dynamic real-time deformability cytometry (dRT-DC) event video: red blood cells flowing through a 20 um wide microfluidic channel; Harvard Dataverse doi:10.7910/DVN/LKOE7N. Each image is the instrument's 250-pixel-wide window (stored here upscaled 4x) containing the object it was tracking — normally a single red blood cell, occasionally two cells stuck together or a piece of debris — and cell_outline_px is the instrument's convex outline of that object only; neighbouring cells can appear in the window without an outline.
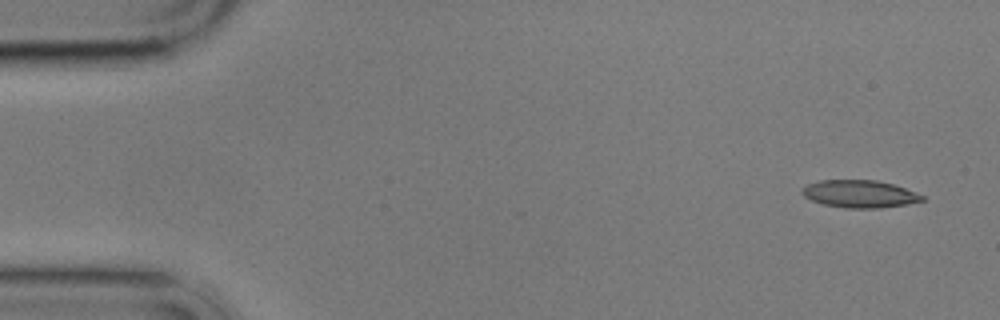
{"species": "common noctule bat (a hibernating species)", "species_latin": "Nyctalus noctula", "temperature_condition": "cold", "stored_images_in_passage": 8, "camera_frame_rate_fps": 3000, "um_per_image_px": 0.085, "animal": {"sex": "male", "body_mass_g": 17.9}, "frame": {"image": 1, "passage_image": 1, "time_ms": 0.0, "image_size_px": [1000, 320], "cell_outline_px": [[924, 200], [908, 204], [880, 208], [844, 208], [824, 204], [812, 200], [804, 196], [800, 192], [800, 188], [808, 184], [820, 180], [876, 180], [892, 184], [904, 188], [924, 196]], "centroid_in_image_um": [73.04, 16.48], "position_along_channel_um": 12.0, "area_um2": 19.19}}
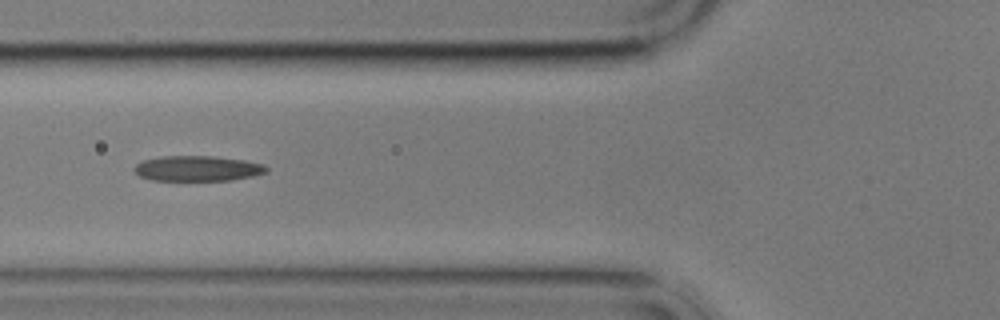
{"frame": {"image": 2, "passage_image": 6, "time_ms": 6.0, "image_size_px": [1000, 320], "cell_outline_px": [[268, 172], [252, 176], [232, 180], [152, 180], [140, 176], [132, 168], [136, 164], [144, 160], [160, 156], [212, 156], [244, 160], [264, 164], [268, 168]], "centroid_in_image_um": [16.8, 14.31], "position_along_channel_um": 109.0, "area_um2": 19.48}}
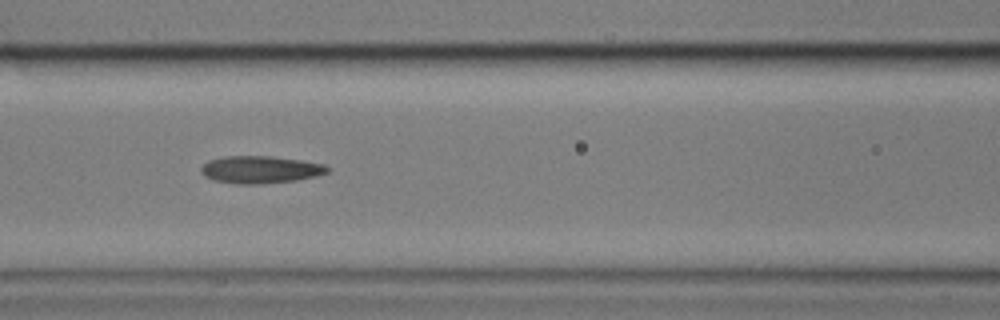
{"frame": {"image": 3, "passage_image": 7, "time_ms": 7.0, "image_size_px": [1000, 320], "cell_outline_px": [[328, 172], [316, 176], [296, 180], [260, 184], [236, 184], [212, 180], [204, 176], [200, 172], [200, 168], [208, 160], [224, 156], [272, 156], [300, 160], [324, 164], [328, 168]], "centroid_in_image_um": [22.08, 14.42], "position_along_channel_um": 144.5, "area_um2": 20.23}}